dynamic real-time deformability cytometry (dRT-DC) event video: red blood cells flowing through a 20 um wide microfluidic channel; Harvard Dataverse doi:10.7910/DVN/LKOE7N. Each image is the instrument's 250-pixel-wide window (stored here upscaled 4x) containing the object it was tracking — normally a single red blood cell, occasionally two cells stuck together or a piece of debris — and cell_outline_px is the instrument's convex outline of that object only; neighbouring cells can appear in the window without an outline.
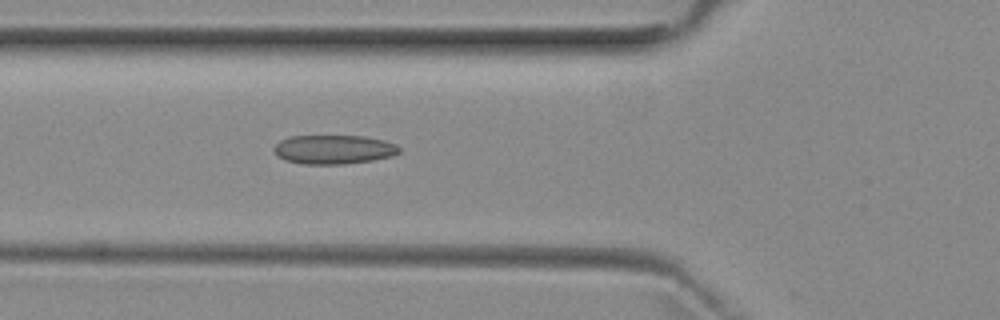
{"species": "common noctule bat (a hibernating species)", "species_latin": "Nyctalus noctula", "temperature_condition": "room temperature", "stored_images_in_passage": 6, "camera_frame_rate_fps": 3000, "um_per_image_px": 0.085, "animal": {"sex": "female", "body_mass_g": 29.2, "forearm_length_mm": 56.3}, "frame": {"image": 1, "passage_image": 6, "time_ms": 6.667, "image_size_px": [1000, 320], "cell_outline_px": [[400, 152], [392, 156], [372, 160], [344, 164], [304, 164], [284, 160], [276, 156], [272, 148], [280, 140], [288, 136], [364, 136], [384, 140], [396, 144], [400, 148]], "centroid_in_image_um": [28.34, 12.7], "position_along_channel_um": 97.5, "area_um2": 21.39}}